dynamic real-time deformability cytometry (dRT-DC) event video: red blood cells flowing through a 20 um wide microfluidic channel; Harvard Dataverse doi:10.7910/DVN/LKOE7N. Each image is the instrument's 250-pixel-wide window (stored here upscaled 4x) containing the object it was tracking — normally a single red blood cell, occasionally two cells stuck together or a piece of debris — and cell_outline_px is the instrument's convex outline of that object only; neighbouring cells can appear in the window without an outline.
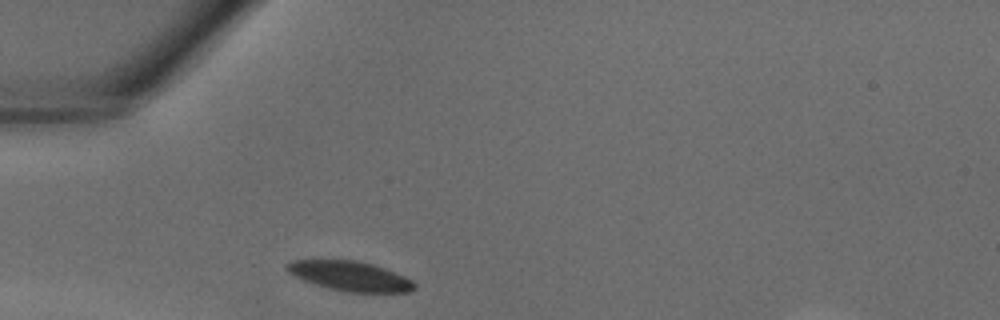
{"species": "common noctule bat (a hibernating species)", "species_latin": "Nyctalus noctula", "temperature_condition": "warm", "stored_images_in_passage": 23, "camera_frame_rate_fps": 3000, "um_per_image_px": 0.085, "animal": {"sex": "male", "body_mass_g": 18.8}, "frame": {"image": 1, "passage_image": 1, "time_ms": 0.0, "image_size_px": [1000, 320], "cell_outline_px": [[416, 288], [408, 292], [348, 292], [328, 288], [304, 280], [288, 272], [284, 268], [284, 264], [292, 260], [356, 260], [372, 264], [384, 268], [404, 276], [412, 280], [416, 284]], "centroid_in_image_um": [29.74, 23.46], "position_along_channel_um": 55.3, "area_um2": 21.96}}
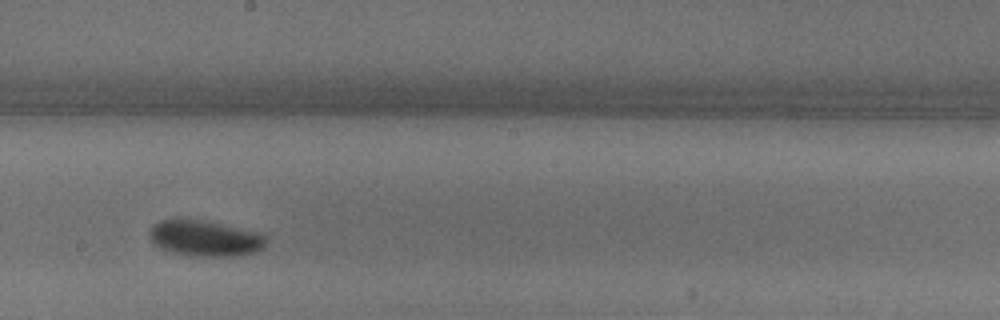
{"frame": {"image": 2, "passage_image": 12, "time_ms": 3.667, "image_size_px": [1000, 320], "cell_outline_px": [[268, 240], [264, 248], [256, 252], [236, 256], [192, 256], [160, 248], [148, 236], [148, 232], [152, 224], [160, 220], [188, 216], [260, 232]], "centroid_in_image_um": [17.42, 20.21], "position_along_channel_um": 230.8, "area_um2": 25.14}}
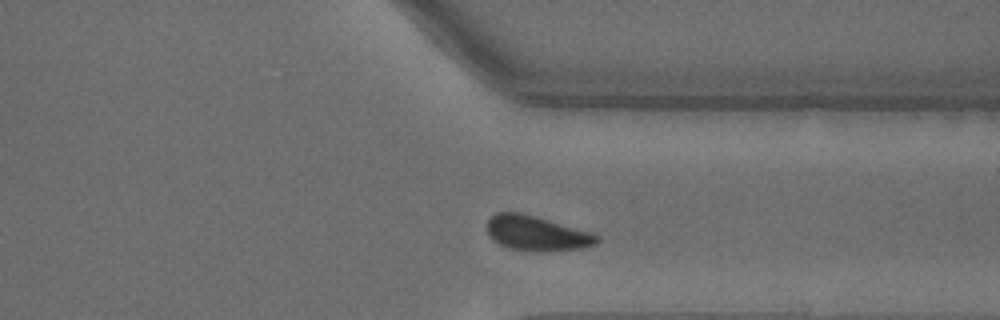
{"frame": {"image": 3, "passage_image": 20, "time_ms": 6.333, "image_size_px": [1000, 320], "cell_outline_px": [[600, 240], [596, 244], [584, 248], [548, 252], [536, 252], [508, 248], [492, 240], [488, 236], [488, 220], [496, 212], [520, 212], [536, 216], [592, 232], [600, 236]], "centroid_in_image_um": [45.65, 19.84], "position_along_channel_um": 365.8, "area_um2": 22.72}}